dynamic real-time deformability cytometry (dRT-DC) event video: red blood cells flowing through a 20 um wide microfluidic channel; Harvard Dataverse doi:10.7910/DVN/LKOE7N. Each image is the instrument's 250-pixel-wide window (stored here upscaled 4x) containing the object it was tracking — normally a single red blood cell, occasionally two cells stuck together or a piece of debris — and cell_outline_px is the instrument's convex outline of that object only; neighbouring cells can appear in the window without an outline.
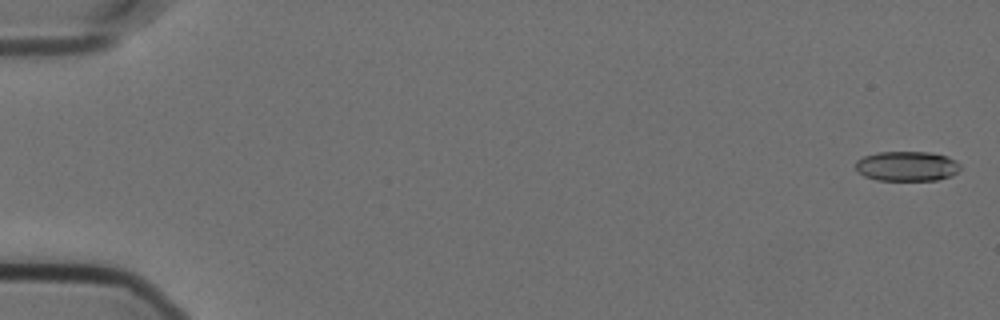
{"species": "Egyptian fruit bat (a non-hibernating species)", "species_latin": "Rousettus aegyptiacus", "temperature_condition": "cold", "stored_images_in_passage": 18, "camera_frame_rate_fps": 3000, "um_per_image_px": 0.085, "animal": {"sex": "female"}, "frame": {"image": 1, "passage_image": 2, "time_ms": 0.333, "image_size_px": [1000, 320], "cell_outline_px": [[960, 168], [952, 176], [936, 180], [876, 180], [864, 176], [856, 172], [856, 160], [864, 156], [876, 152], [928, 152], [948, 156], [956, 160], [960, 164]], "centroid_in_image_um": [77.07, 14.12], "position_along_channel_um": 7.9, "area_um2": 18.38}}
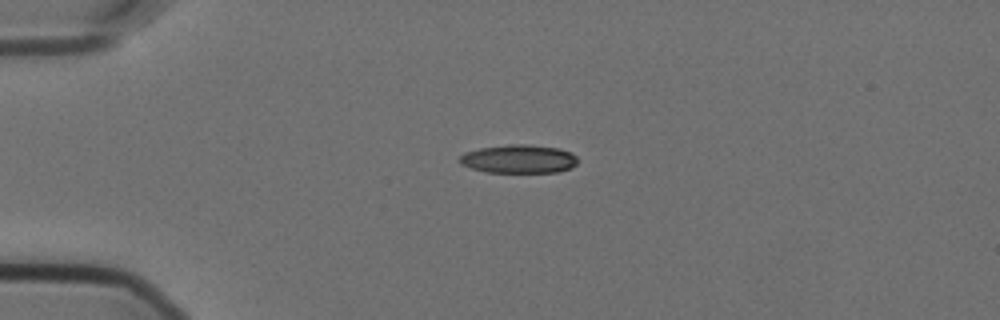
{"frame": {"image": 2, "passage_image": 15, "time_ms": 4.667, "image_size_px": [1000, 320], "cell_outline_px": [[576, 164], [572, 168], [556, 172], [488, 172], [472, 168], [460, 164], [456, 160], [464, 152], [480, 148], [512, 144], [528, 144], [560, 148], [576, 156]], "centroid_in_image_um": [44.07, 13.51], "position_along_channel_um": 40.9, "area_um2": 19.59}}